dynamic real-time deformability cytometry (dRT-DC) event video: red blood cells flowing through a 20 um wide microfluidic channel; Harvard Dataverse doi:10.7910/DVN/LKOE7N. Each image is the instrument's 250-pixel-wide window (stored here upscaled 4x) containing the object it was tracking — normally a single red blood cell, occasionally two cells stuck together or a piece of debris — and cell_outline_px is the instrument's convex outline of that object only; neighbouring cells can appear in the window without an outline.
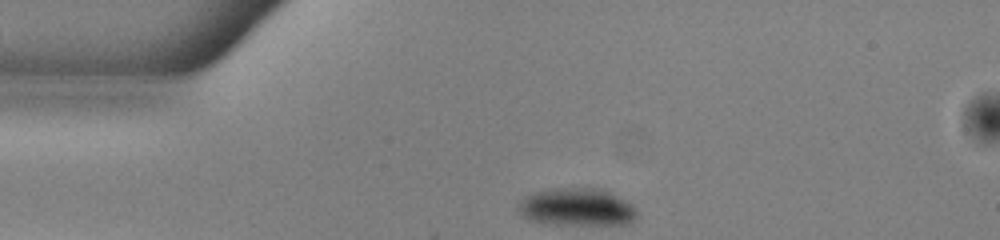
{"species": "common noctule bat (a hibernating species)", "species_latin": "Nyctalus noctula", "temperature_condition": "warm", "stored_images_in_passage": 42, "camera_frame_rate_fps": 3000, "um_per_image_px": 0.085, "animal": {"sex": "male", "body_mass_g": 13.0, "forearm_length_mm": 53.1}, "frame": {"image": 1, "passage_image": 1, "time_ms": 0.0, "image_size_px": [1000, 240], "cell_outline_px": [[636, 216], [628, 224], [540, 224], [528, 220], [516, 208], [520, 200], [524, 196], [536, 192], [552, 188], [596, 188], [608, 192], [632, 204], [636, 212]], "centroid_in_image_um": [48.95, 17.61], "position_along_channel_um": 36.0, "area_um2": 25.95}}
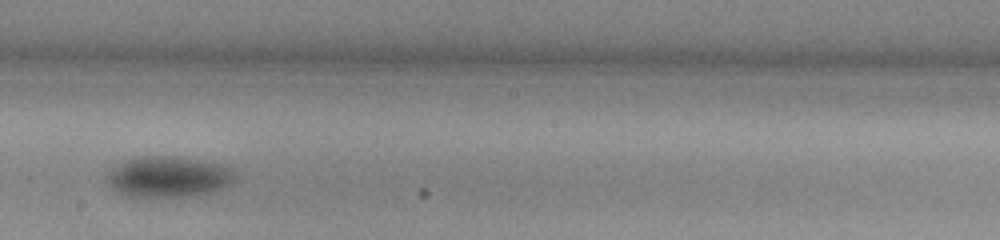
{"frame": {"image": 2, "passage_image": 19, "time_ms": 6.0, "image_size_px": [1000, 240], "cell_outline_px": [[236, 180], [232, 184], [216, 192], [184, 196], [128, 196], [120, 192], [108, 184], [108, 176], [120, 164], [128, 160], [144, 156], [176, 156], [220, 164], [232, 168], [236, 176]], "centroid_in_image_um": [14.44, 15.03], "position_along_channel_um": 233.8, "area_um2": 30.0}}
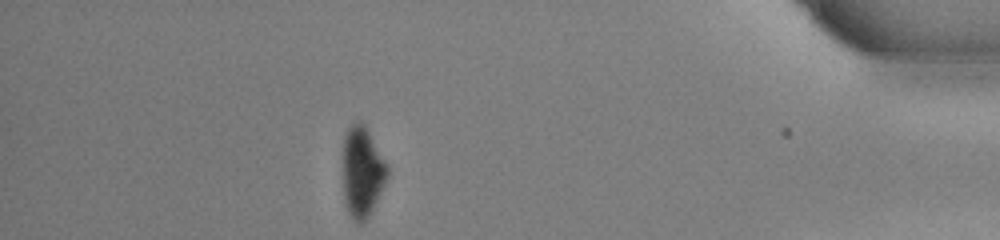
{"frame": {"image": 3, "passage_image": 36, "time_ms": 11.667, "image_size_px": [1000, 240], "cell_outline_px": [[388, 176], [368, 216], [360, 224], [356, 224], [352, 220], [344, 204], [344, 136], [348, 128], [356, 120], [360, 120], [364, 124], [384, 160], [388, 168]], "centroid_in_image_um": [30.77, 14.62], "position_along_channel_um": 404.4, "area_um2": 22.95}, "authors_computed_cell_mechanics": {"area_um2": 29.478, "velocity_mm_per_s": 3.9127, "shape_relaxation_time_tau1_ms": 1.7615, "shape_relaxation_time_tau2_ms": null, "deformation_change_tau1": 0.0685, "deformation_change_tau2": null}}